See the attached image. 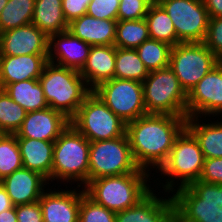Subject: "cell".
I'll use <instances>...</instances> for the list:
<instances>
[{
    "label": "cell",
    "instance_id": "obj_1",
    "mask_svg": "<svg viewBox=\"0 0 222 222\" xmlns=\"http://www.w3.org/2000/svg\"><path fill=\"white\" fill-rule=\"evenodd\" d=\"M187 117L147 114L126 124V135L137 165L152 175L167 161ZM155 172V173H152Z\"/></svg>",
    "mask_w": 222,
    "mask_h": 222
},
{
    "label": "cell",
    "instance_id": "obj_2",
    "mask_svg": "<svg viewBox=\"0 0 222 222\" xmlns=\"http://www.w3.org/2000/svg\"><path fill=\"white\" fill-rule=\"evenodd\" d=\"M203 164L204 156L199 142L185 128L176 138L167 161L156 172L158 175H153V188L172 194L176 189L199 180Z\"/></svg>",
    "mask_w": 222,
    "mask_h": 222
},
{
    "label": "cell",
    "instance_id": "obj_3",
    "mask_svg": "<svg viewBox=\"0 0 222 222\" xmlns=\"http://www.w3.org/2000/svg\"><path fill=\"white\" fill-rule=\"evenodd\" d=\"M153 184V175L140 168L133 173L93 179L83 188L94 202L119 212L137 205L154 189Z\"/></svg>",
    "mask_w": 222,
    "mask_h": 222
},
{
    "label": "cell",
    "instance_id": "obj_4",
    "mask_svg": "<svg viewBox=\"0 0 222 222\" xmlns=\"http://www.w3.org/2000/svg\"><path fill=\"white\" fill-rule=\"evenodd\" d=\"M89 149L90 141L69 124L54 141L51 185L84 187L88 183Z\"/></svg>",
    "mask_w": 222,
    "mask_h": 222
},
{
    "label": "cell",
    "instance_id": "obj_5",
    "mask_svg": "<svg viewBox=\"0 0 222 222\" xmlns=\"http://www.w3.org/2000/svg\"><path fill=\"white\" fill-rule=\"evenodd\" d=\"M49 107L71 119L91 92L80 72L48 62L39 77Z\"/></svg>",
    "mask_w": 222,
    "mask_h": 222
},
{
    "label": "cell",
    "instance_id": "obj_6",
    "mask_svg": "<svg viewBox=\"0 0 222 222\" xmlns=\"http://www.w3.org/2000/svg\"><path fill=\"white\" fill-rule=\"evenodd\" d=\"M171 195L184 222H222V185L197 180Z\"/></svg>",
    "mask_w": 222,
    "mask_h": 222
},
{
    "label": "cell",
    "instance_id": "obj_7",
    "mask_svg": "<svg viewBox=\"0 0 222 222\" xmlns=\"http://www.w3.org/2000/svg\"><path fill=\"white\" fill-rule=\"evenodd\" d=\"M142 85L147 114L187 117V93L169 66L150 71Z\"/></svg>",
    "mask_w": 222,
    "mask_h": 222
},
{
    "label": "cell",
    "instance_id": "obj_8",
    "mask_svg": "<svg viewBox=\"0 0 222 222\" xmlns=\"http://www.w3.org/2000/svg\"><path fill=\"white\" fill-rule=\"evenodd\" d=\"M70 124L90 142L110 140L126 134V122L114 114L101 98L91 91Z\"/></svg>",
    "mask_w": 222,
    "mask_h": 222
},
{
    "label": "cell",
    "instance_id": "obj_9",
    "mask_svg": "<svg viewBox=\"0 0 222 222\" xmlns=\"http://www.w3.org/2000/svg\"><path fill=\"white\" fill-rule=\"evenodd\" d=\"M139 169L126 134L110 140L90 142L88 182L133 173Z\"/></svg>",
    "mask_w": 222,
    "mask_h": 222
},
{
    "label": "cell",
    "instance_id": "obj_10",
    "mask_svg": "<svg viewBox=\"0 0 222 222\" xmlns=\"http://www.w3.org/2000/svg\"><path fill=\"white\" fill-rule=\"evenodd\" d=\"M219 63L203 42L178 43L171 48L169 67L187 94Z\"/></svg>",
    "mask_w": 222,
    "mask_h": 222
},
{
    "label": "cell",
    "instance_id": "obj_11",
    "mask_svg": "<svg viewBox=\"0 0 222 222\" xmlns=\"http://www.w3.org/2000/svg\"><path fill=\"white\" fill-rule=\"evenodd\" d=\"M93 92L126 123L147 115L141 82L113 78L100 84Z\"/></svg>",
    "mask_w": 222,
    "mask_h": 222
},
{
    "label": "cell",
    "instance_id": "obj_12",
    "mask_svg": "<svg viewBox=\"0 0 222 222\" xmlns=\"http://www.w3.org/2000/svg\"><path fill=\"white\" fill-rule=\"evenodd\" d=\"M173 21L178 43L204 42L209 14L203 0H158Z\"/></svg>",
    "mask_w": 222,
    "mask_h": 222
},
{
    "label": "cell",
    "instance_id": "obj_13",
    "mask_svg": "<svg viewBox=\"0 0 222 222\" xmlns=\"http://www.w3.org/2000/svg\"><path fill=\"white\" fill-rule=\"evenodd\" d=\"M189 117H222L221 62L187 94V118Z\"/></svg>",
    "mask_w": 222,
    "mask_h": 222
},
{
    "label": "cell",
    "instance_id": "obj_14",
    "mask_svg": "<svg viewBox=\"0 0 222 222\" xmlns=\"http://www.w3.org/2000/svg\"><path fill=\"white\" fill-rule=\"evenodd\" d=\"M55 187L50 185L39 199L43 222H78L84 188L65 186L63 189L58 186L56 189Z\"/></svg>",
    "mask_w": 222,
    "mask_h": 222
},
{
    "label": "cell",
    "instance_id": "obj_15",
    "mask_svg": "<svg viewBox=\"0 0 222 222\" xmlns=\"http://www.w3.org/2000/svg\"><path fill=\"white\" fill-rule=\"evenodd\" d=\"M49 37L34 24L0 33V56L48 54Z\"/></svg>",
    "mask_w": 222,
    "mask_h": 222
},
{
    "label": "cell",
    "instance_id": "obj_16",
    "mask_svg": "<svg viewBox=\"0 0 222 222\" xmlns=\"http://www.w3.org/2000/svg\"><path fill=\"white\" fill-rule=\"evenodd\" d=\"M69 124L70 119L63 113L48 107L27 112L26 118L15 135L16 137L54 142Z\"/></svg>",
    "mask_w": 222,
    "mask_h": 222
},
{
    "label": "cell",
    "instance_id": "obj_17",
    "mask_svg": "<svg viewBox=\"0 0 222 222\" xmlns=\"http://www.w3.org/2000/svg\"><path fill=\"white\" fill-rule=\"evenodd\" d=\"M91 45L66 30L49 36L48 62L81 71L86 64Z\"/></svg>",
    "mask_w": 222,
    "mask_h": 222
},
{
    "label": "cell",
    "instance_id": "obj_18",
    "mask_svg": "<svg viewBox=\"0 0 222 222\" xmlns=\"http://www.w3.org/2000/svg\"><path fill=\"white\" fill-rule=\"evenodd\" d=\"M174 213L172 195L153 189L137 205L116 212L115 222H166Z\"/></svg>",
    "mask_w": 222,
    "mask_h": 222
},
{
    "label": "cell",
    "instance_id": "obj_19",
    "mask_svg": "<svg viewBox=\"0 0 222 222\" xmlns=\"http://www.w3.org/2000/svg\"><path fill=\"white\" fill-rule=\"evenodd\" d=\"M14 206L39 201L50 186L40 173L21 168L0 180Z\"/></svg>",
    "mask_w": 222,
    "mask_h": 222
},
{
    "label": "cell",
    "instance_id": "obj_20",
    "mask_svg": "<svg viewBox=\"0 0 222 222\" xmlns=\"http://www.w3.org/2000/svg\"><path fill=\"white\" fill-rule=\"evenodd\" d=\"M47 63L48 54L0 56V88L10 83L39 79Z\"/></svg>",
    "mask_w": 222,
    "mask_h": 222
},
{
    "label": "cell",
    "instance_id": "obj_21",
    "mask_svg": "<svg viewBox=\"0 0 222 222\" xmlns=\"http://www.w3.org/2000/svg\"><path fill=\"white\" fill-rule=\"evenodd\" d=\"M115 58V45L91 46L86 64L80 71L91 91L114 78Z\"/></svg>",
    "mask_w": 222,
    "mask_h": 222
},
{
    "label": "cell",
    "instance_id": "obj_22",
    "mask_svg": "<svg viewBox=\"0 0 222 222\" xmlns=\"http://www.w3.org/2000/svg\"><path fill=\"white\" fill-rule=\"evenodd\" d=\"M117 21L84 14L69 23L68 31L91 46L114 45Z\"/></svg>",
    "mask_w": 222,
    "mask_h": 222
},
{
    "label": "cell",
    "instance_id": "obj_23",
    "mask_svg": "<svg viewBox=\"0 0 222 222\" xmlns=\"http://www.w3.org/2000/svg\"><path fill=\"white\" fill-rule=\"evenodd\" d=\"M186 128L198 140L204 159L222 157V117H189Z\"/></svg>",
    "mask_w": 222,
    "mask_h": 222
},
{
    "label": "cell",
    "instance_id": "obj_24",
    "mask_svg": "<svg viewBox=\"0 0 222 222\" xmlns=\"http://www.w3.org/2000/svg\"><path fill=\"white\" fill-rule=\"evenodd\" d=\"M23 168L36 171L51 184L54 142L17 137Z\"/></svg>",
    "mask_w": 222,
    "mask_h": 222
},
{
    "label": "cell",
    "instance_id": "obj_25",
    "mask_svg": "<svg viewBox=\"0 0 222 222\" xmlns=\"http://www.w3.org/2000/svg\"><path fill=\"white\" fill-rule=\"evenodd\" d=\"M32 24L48 37L68 30L69 23L62 10V0H35Z\"/></svg>",
    "mask_w": 222,
    "mask_h": 222
},
{
    "label": "cell",
    "instance_id": "obj_26",
    "mask_svg": "<svg viewBox=\"0 0 222 222\" xmlns=\"http://www.w3.org/2000/svg\"><path fill=\"white\" fill-rule=\"evenodd\" d=\"M3 89L27 112L43 110L49 107L39 79L10 83Z\"/></svg>",
    "mask_w": 222,
    "mask_h": 222
},
{
    "label": "cell",
    "instance_id": "obj_27",
    "mask_svg": "<svg viewBox=\"0 0 222 222\" xmlns=\"http://www.w3.org/2000/svg\"><path fill=\"white\" fill-rule=\"evenodd\" d=\"M144 19L151 39L165 42L172 47L177 45V35L173 21L157 1L150 5Z\"/></svg>",
    "mask_w": 222,
    "mask_h": 222
},
{
    "label": "cell",
    "instance_id": "obj_28",
    "mask_svg": "<svg viewBox=\"0 0 222 222\" xmlns=\"http://www.w3.org/2000/svg\"><path fill=\"white\" fill-rule=\"evenodd\" d=\"M149 71L135 49L116 47L114 78L143 82Z\"/></svg>",
    "mask_w": 222,
    "mask_h": 222
},
{
    "label": "cell",
    "instance_id": "obj_29",
    "mask_svg": "<svg viewBox=\"0 0 222 222\" xmlns=\"http://www.w3.org/2000/svg\"><path fill=\"white\" fill-rule=\"evenodd\" d=\"M35 0H8L0 14V33L32 23Z\"/></svg>",
    "mask_w": 222,
    "mask_h": 222
},
{
    "label": "cell",
    "instance_id": "obj_30",
    "mask_svg": "<svg viewBox=\"0 0 222 222\" xmlns=\"http://www.w3.org/2000/svg\"><path fill=\"white\" fill-rule=\"evenodd\" d=\"M149 38V30L145 19L117 21L114 42L116 47L136 49Z\"/></svg>",
    "mask_w": 222,
    "mask_h": 222
},
{
    "label": "cell",
    "instance_id": "obj_31",
    "mask_svg": "<svg viewBox=\"0 0 222 222\" xmlns=\"http://www.w3.org/2000/svg\"><path fill=\"white\" fill-rule=\"evenodd\" d=\"M171 48L172 46L165 42L149 38L135 50L150 72L169 66Z\"/></svg>",
    "mask_w": 222,
    "mask_h": 222
},
{
    "label": "cell",
    "instance_id": "obj_32",
    "mask_svg": "<svg viewBox=\"0 0 222 222\" xmlns=\"http://www.w3.org/2000/svg\"><path fill=\"white\" fill-rule=\"evenodd\" d=\"M26 115L27 111L0 88V133L15 134Z\"/></svg>",
    "mask_w": 222,
    "mask_h": 222
},
{
    "label": "cell",
    "instance_id": "obj_33",
    "mask_svg": "<svg viewBox=\"0 0 222 222\" xmlns=\"http://www.w3.org/2000/svg\"><path fill=\"white\" fill-rule=\"evenodd\" d=\"M23 168L15 134L0 133V180Z\"/></svg>",
    "mask_w": 222,
    "mask_h": 222
},
{
    "label": "cell",
    "instance_id": "obj_34",
    "mask_svg": "<svg viewBox=\"0 0 222 222\" xmlns=\"http://www.w3.org/2000/svg\"><path fill=\"white\" fill-rule=\"evenodd\" d=\"M116 212L97 204L85 193L81 196L78 222H115Z\"/></svg>",
    "mask_w": 222,
    "mask_h": 222
},
{
    "label": "cell",
    "instance_id": "obj_35",
    "mask_svg": "<svg viewBox=\"0 0 222 222\" xmlns=\"http://www.w3.org/2000/svg\"><path fill=\"white\" fill-rule=\"evenodd\" d=\"M153 0H120L117 20L144 19Z\"/></svg>",
    "mask_w": 222,
    "mask_h": 222
},
{
    "label": "cell",
    "instance_id": "obj_36",
    "mask_svg": "<svg viewBox=\"0 0 222 222\" xmlns=\"http://www.w3.org/2000/svg\"><path fill=\"white\" fill-rule=\"evenodd\" d=\"M203 43L218 59H222V17L209 18Z\"/></svg>",
    "mask_w": 222,
    "mask_h": 222
},
{
    "label": "cell",
    "instance_id": "obj_37",
    "mask_svg": "<svg viewBox=\"0 0 222 222\" xmlns=\"http://www.w3.org/2000/svg\"><path fill=\"white\" fill-rule=\"evenodd\" d=\"M120 0H91L86 14L101 20H117Z\"/></svg>",
    "mask_w": 222,
    "mask_h": 222
},
{
    "label": "cell",
    "instance_id": "obj_38",
    "mask_svg": "<svg viewBox=\"0 0 222 222\" xmlns=\"http://www.w3.org/2000/svg\"><path fill=\"white\" fill-rule=\"evenodd\" d=\"M200 181L222 185V157L204 159Z\"/></svg>",
    "mask_w": 222,
    "mask_h": 222
},
{
    "label": "cell",
    "instance_id": "obj_39",
    "mask_svg": "<svg viewBox=\"0 0 222 222\" xmlns=\"http://www.w3.org/2000/svg\"><path fill=\"white\" fill-rule=\"evenodd\" d=\"M17 222H43L42 208L39 201L16 205Z\"/></svg>",
    "mask_w": 222,
    "mask_h": 222
},
{
    "label": "cell",
    "instance_id": "obj_40",
    "mask_svg": "<svg viewBox=\"0 0 222 222\" xmlns=\"http://www.w3.org/2000/svg\"><path fill=\"white\" fill-rule=\"evenodd\" d=\"M91 0H62V10L68 23L86 14Z\"/></svg>",
    "mask_w": 222,
    "mask_h": 222
},
{
    "label": "cell",
    "instance_id": "obj_41",
    "mask_svg": "<svg viewBox=\"0 0 222 222\" xmlns=\"http://www.w3.org/2000/svg\"><path fill=\"white\" fill-rule=\"evenodd\" d=\"M209 17H222V0H203Z\"/></svg>",
    "mask_w": 222,
    "mask_h": 222
},
{
    "label": "cell",
    "instance_id": "obj_42",
    "mask_svg": "<svg viewBox=\"0 0 222 222\" xmlns=\"http://www.w3.org/2000/svg\"><path fill=\"white\" fill-rule=\"evenodd\" d=\"M14 205L11 202L9 195L4 186L0 183V213L2 211L11 209Z\"/></svg>",
    "mask_w": 222,
    "mask_h": 222
},
{
    "label": "cell",
    "instance_id": "obj_43",
    "mask_svg": "<svg viewBox=\"0 0 222 222\" xmlns=\"http://www.w3.org/2000/svg\"><path fill=\"white\" fill-rule=\"evenodd\" d=\"M0 222H17L16 206L0 213Z\"/></svg>",
    "mask_w": 222,
    "mask_h": 222
},
{
    "label": "cell",
    "instance_id": "obj_44",
    "mask_svg": "<svg viewBox=\"0 0 222 222\" xmlns=\"http://www.w3.org/2000/svg\"><path fill=\"white\" fill-rule=\"evenodd\" d=\"M166 222H184L176 213H174Z\"/></svg>",
    "mask_w": 222,
    "mask_h": 222
},
{
    "label": "cell",
    "instance_id": "obj_45",
    "mask_svg": "<svg viewBox=\"0 0 222 222\" xmlns=\"http://www.w3.org/2000/svg\"><path fill=\"white\" fill-rule=\"evenodd\" d=\"M7 3H8V0H0V14Z\"/></svg>",
    "mask_w": 222,
    "mask_h": 222
}]
</instances>
